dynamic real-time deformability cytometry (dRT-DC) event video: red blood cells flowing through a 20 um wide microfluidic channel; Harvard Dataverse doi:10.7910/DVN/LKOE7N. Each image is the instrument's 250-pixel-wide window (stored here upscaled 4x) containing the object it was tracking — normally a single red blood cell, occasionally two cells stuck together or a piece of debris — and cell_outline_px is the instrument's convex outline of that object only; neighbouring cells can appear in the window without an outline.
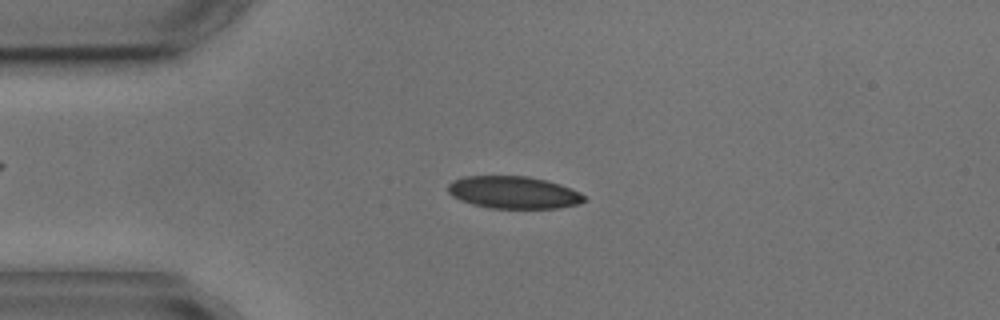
{"species": "common noctule bat (a hibernating species)", "species_latin": "Nyctalus noctula", "temperature_condition": "cold", "stored_images_in_passage": 7, "camera_frame_rate_fps": 3000, "um_per_image_px": 0.085, "animal": {"sex": "male", "body_mass_g": 17.9, "forearm_length_mm": 54.2}, "frame": {"image": 1, "passage_image": 2, "time_ms": 1.333, "image_size_px": [1000, 320], "cell_outline_px": [[588, 200], [576, 204], [556, 208], [488, 208], [472, 204], [460, 200], [452, 196], [448, 192], [448, 184], [452, 180], [464, 176], [528, 176], [548, 180], [572, 188], [580, 192]], "centroid_in_image_um": [43.64, 16.35], "position_along_channel_um": 41.4, "area_um2": 25.84}}
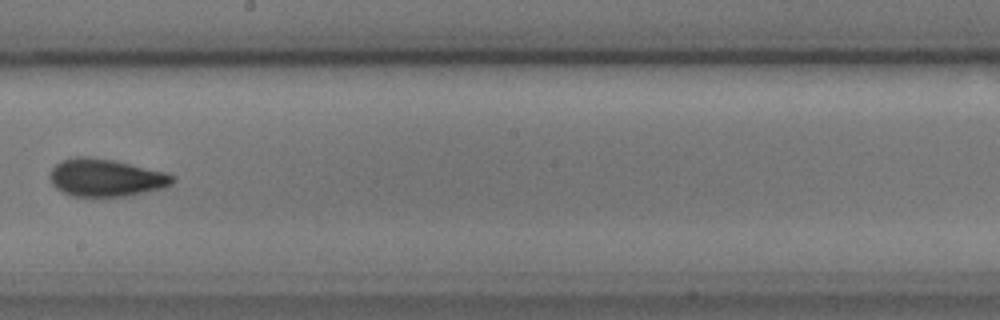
{"frame": {"image": 2, "passage_image": 7, "time_ms": 7.333, "image_size_px": [1000, 320], "cell_outline_px": [[176, 180], [172, 184], [164, 188], [124, 196], [72, 196], [56, 188], [52, 184], [48, 176], [52, 168], [60, 160], [76, 156], [84, 156], [116, 160], [168, 172], [176, 176]], "centroid_in_image_um": [9.02, 15.08], "position_along_channel_um": 239.2, "area_um2": 27.22}}